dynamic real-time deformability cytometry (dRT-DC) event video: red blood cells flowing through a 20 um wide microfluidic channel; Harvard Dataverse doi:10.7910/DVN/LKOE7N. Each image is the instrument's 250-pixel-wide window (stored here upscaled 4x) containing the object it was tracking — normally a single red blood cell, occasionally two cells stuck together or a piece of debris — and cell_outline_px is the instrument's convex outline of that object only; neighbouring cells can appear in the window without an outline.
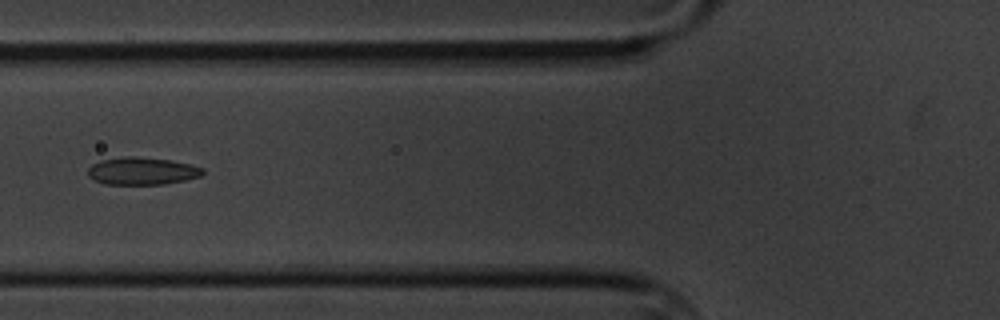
{"species": "common noctule bat (a hibernating species)", "species_latin": "Nyctalus noctula", "temperature_condition": "cold", "stored_images_in_passage": 6, "camera_frame_rate_fps": 3000, "um_per_image_px": 0.085, "animal": {"sex": "male", "body_mass_g": 20.1, "forearm_length_mm": 53.5}, "frame": {"image": 1, "passage_image": 6, "time_ms": 5.667, "image_size_px": [1000, 320], "cell_outline_px": [[204, 172], [200, 176], [184, 180], [164, 184], [104, 184], [88, 176], [88, 168], [92, 164], [100, 160], [124, 156], [136, 156], [168, 160], [188, 164], [204, 168]], "centroid_in_image_um": [12.04, 14.53], "position_along_channel_um": 113.8, "area_um2": 18.26}}